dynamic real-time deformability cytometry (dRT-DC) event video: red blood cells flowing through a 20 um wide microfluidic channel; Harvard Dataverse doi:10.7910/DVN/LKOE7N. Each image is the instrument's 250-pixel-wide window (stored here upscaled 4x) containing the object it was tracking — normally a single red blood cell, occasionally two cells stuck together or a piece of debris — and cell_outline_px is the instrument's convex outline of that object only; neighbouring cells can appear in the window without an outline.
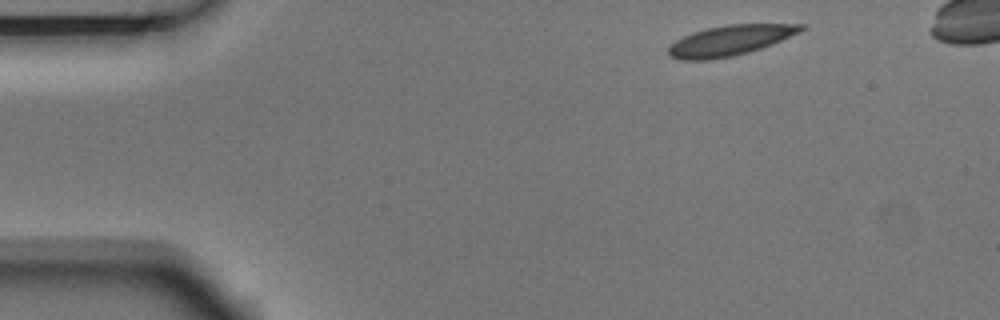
{"species": "Egyptian fruit bat (a non-hibernating species)", "species_latin": "Rousettus aegyptiacus", "temperature_condition": "room temperature", "stored_images_in_passage": 3, "camera_frame_rate_fps": 3000, "um_per_image_px": 0.085, "animal": {"sex": "male"}, "frame": {"image": 1, "passage_image": 1, "time_ms": 0.0, "image_size_px": [1000, 320], "cell_outline_px": [[808, 28], [800, 32], [772, 44], [748, 52], [732, 56], [708, 60], [680, 60], [668, 56], [668, 48], [676, 40], [692, 32], [708, 28], [728, 24], [808, 24]], "centroid_in_image_um": [62.07, 3.43], "position_along_channel_um": 22.9, "area_um2": 23.41}}